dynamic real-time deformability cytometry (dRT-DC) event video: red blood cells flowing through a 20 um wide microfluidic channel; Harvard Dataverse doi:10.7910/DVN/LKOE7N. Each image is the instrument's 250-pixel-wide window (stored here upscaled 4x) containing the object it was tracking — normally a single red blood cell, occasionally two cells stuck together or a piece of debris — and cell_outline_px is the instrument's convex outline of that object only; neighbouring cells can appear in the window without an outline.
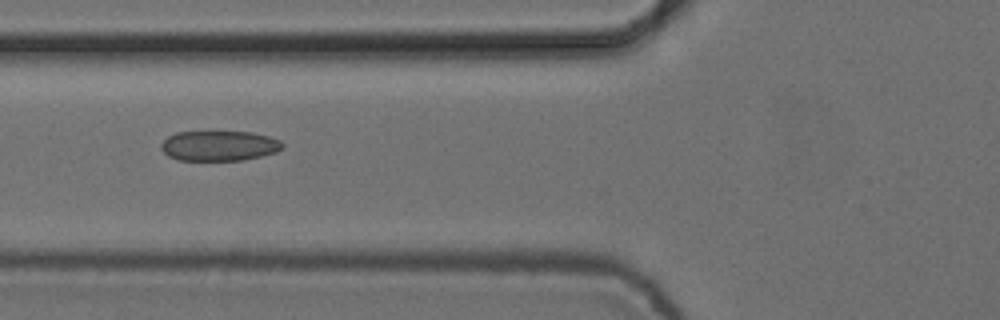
{"species": "common noctule bat (a hibernating species)", "species_latin": "Nyctalus noctula", "temperature_condition": "cold", "stored_images_in_passage": 9, "camera_frame_rate_fps": 3000, "um_per_image_px": 0.085, "animal": {"sex": "female", "body_mass_g": 24.6, "forearm_length_mm": 56.2}, "frame": {"image": 1, "passage_image": 4, "time_ms": 1.0, "image_size_px": [1000, 320], "cell_outline_px": [[284, 148], [276, 152], [244, 160], [176, 160], [168, 156], [160, 148], [160, 144], [168, 136], [176, 132], [252, 132], [268, 136], [280, 140], [284, 144]], "centroid_in_image_um": [18.62, 12.39], "position_along_channel_um": 107.2, "area_um2": 21.39}}
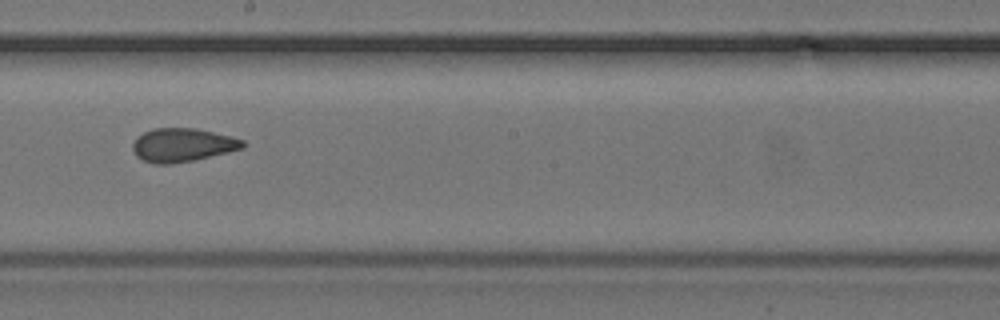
{"frame": {"image": 2, "passage_image": 7, "time_ms": 2.0, "image_size_px": [1000, 320], "cell_outline_px": [[244, 148], [228, 152], [192, 160], [172, 164], [152, 164], [136, 156], [132, 148], [132, 144], [144, 132], [152, 128], [192, 128], [232, 136], [244, 140]], "centroid_in_image_um": [15.51, 12.33], "position_along_channel_um": 232.7, "area_um2": 21.33}}
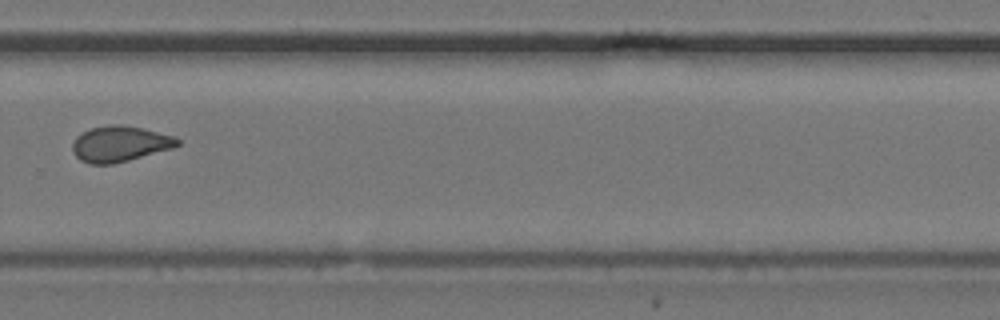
{"frame": {"image": 3, "passage_image": 9, "time_ms": 2.667, "image_size_px": [1000, 320], "cell_outline_px": [[180, 144], [172, 148], [128, 160], [112, 164], [88, 164], [80, 160], [72, 152], [72, 144], [76, 136], [92, 128], [108, 124], [124, 124], [172, 136], [180, 140]], "centroid_in_image_um": [10.14, 12.23], "position_along_channel_um": 319.7, "area_um2": 21.68}}